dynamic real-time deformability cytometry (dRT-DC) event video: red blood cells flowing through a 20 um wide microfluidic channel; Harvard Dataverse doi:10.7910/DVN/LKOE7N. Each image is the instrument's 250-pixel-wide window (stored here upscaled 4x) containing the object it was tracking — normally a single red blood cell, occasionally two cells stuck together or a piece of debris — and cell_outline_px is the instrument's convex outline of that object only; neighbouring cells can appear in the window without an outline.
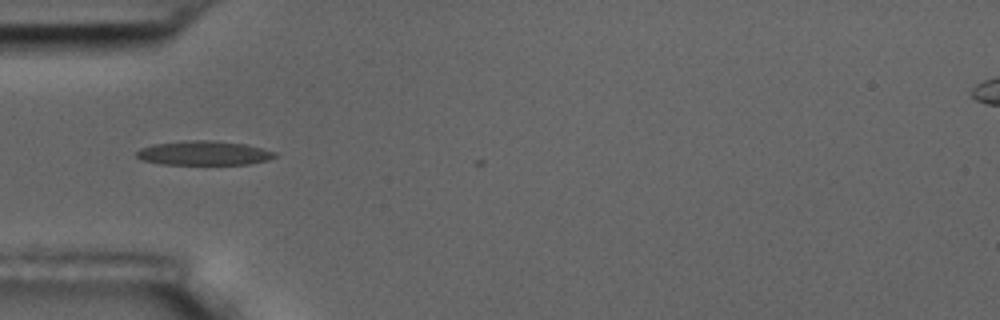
{"species": "common noctule bat (a hibernating species)", "species_latin": "Nyctalus noctula", "temperature_condition": "room temperature", "stored_images_in_passage": 2, "camera_frame_rate_fps": 3000, "um_per_image_px": 0.085, "animal": {"sex": "male", "body_mass_g": 17.5, "forearm_length_mm": 52.3}, "frame": {"image": 1, "passage_image": 1, "time_ms": 0.0, "image_size_px": [1000, 320], "cell_outline_px": [[276, 156], [268, 160], [248, 164], [160, 164], [140, 160], [136, 156], [136, 152], [140, 148], [152, 144], [184, 140], [212, 140], [244, 144], [276, 152]], "centroid_in_image_um": [17.27, 13.01], "position_along_channel_um": 67.7, "area_um2": 19.59}}